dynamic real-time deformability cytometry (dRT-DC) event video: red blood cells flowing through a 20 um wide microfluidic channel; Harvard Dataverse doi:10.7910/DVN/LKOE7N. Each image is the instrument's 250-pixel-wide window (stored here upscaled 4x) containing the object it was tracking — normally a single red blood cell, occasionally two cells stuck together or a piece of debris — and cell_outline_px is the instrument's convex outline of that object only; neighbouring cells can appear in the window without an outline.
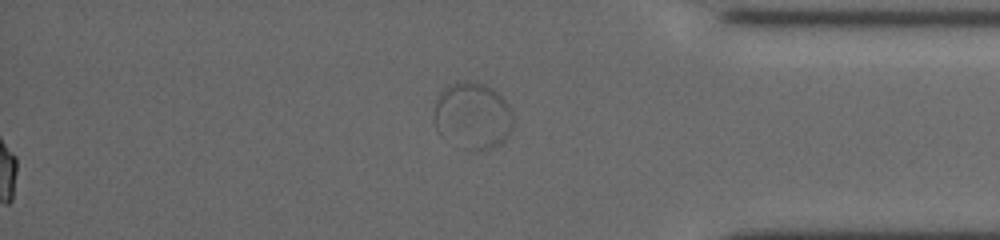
{"species": "common noctule bat (a hibernating species)", "species_latin": "Nyctalus noctula", "temperature_condition": "cold", "stored_images_in_passage": 48, "segment_of_instrument_passage": [2, 2], "camera_frame_rate_fps": 3000, "um_per_image_px": 0.085, "animal": {"sex": "female", "body_mass_g": 19.5, "forearm_length_mm": 54.1}, "frame": {"image": 1, "passage_image": 48, "time_ms": 15.667, "image_size_px": [1000, 240], "cell_outline_px": [[512, 128], [504, 140], [500, 144], [488, 148], [464, 148], [440, 136], [436, 132], [432, 116], [440, 92], [448, 84], [456, 80], [464, 80], [484, 84], [492, 88], [508, 104], [512, 112]], "centroid_in_image_um": [40.12, 9.8], "position_along_channel_um": 395.1, "area_um2": 30.75}}